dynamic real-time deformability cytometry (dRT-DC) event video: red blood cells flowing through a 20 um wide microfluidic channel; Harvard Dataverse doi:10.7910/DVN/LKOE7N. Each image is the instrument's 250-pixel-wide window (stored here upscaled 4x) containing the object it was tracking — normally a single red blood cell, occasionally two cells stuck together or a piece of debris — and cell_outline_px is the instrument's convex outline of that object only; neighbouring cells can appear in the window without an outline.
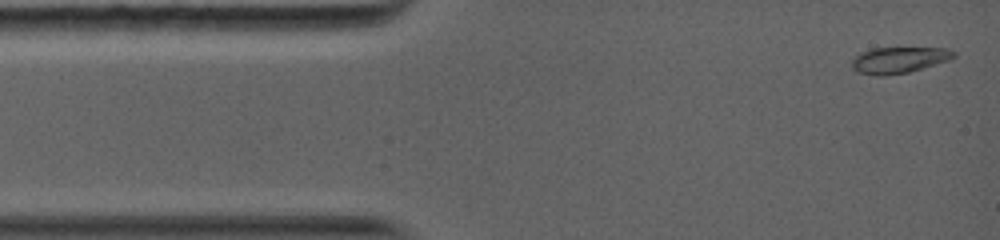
{"species": "common noctule bat (a hibernating species)", "species_latin": "Nyctalus noctula", "temperature_condition": "warm", "stored_images_in_passage": 20, "camera_frame_rate_fps": 5000, "um_per_image_px": 0.085, "animal": {"sex": "female", "body_mass_g": 19.0, "forearm_length_mm": 56.7}, "frame": {"image": 1, "passage_image": 1, "time_ms": 0.0, "image_size_px": [1000, 240], "cell_outline_px": [[956, 56], [952, 60], [908, 72], [884, 76], [876, 76], [856, 72], [852, 68], [852, 60], [860, 52], [872, 48], [948, 48], [956, 52]], "centroid_in_image_um": [76.43, 5.1], "position_along_channel_um": 8.6, "area_um2": 15.78}}
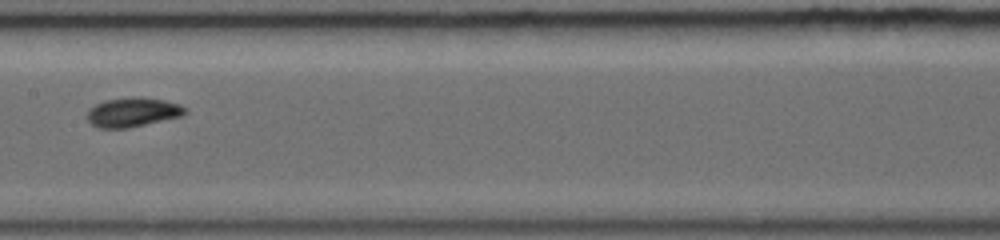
{"frame": {"image": 2, "passage_image": 12, "time_ms": 6.2, "image_size_px": [1000, 240], "cell_outline_px": [[188, 112], [184, 116], [128, 128], [100, 128], [92, 124], [88, 120], [88, 108], [104, 100], [136, 96], [140, 96], [164, 100], [180, 104], [188, 108]], "centroid_in_image_um": [11.34, 9.53], "position_along_channel_um": 196.1, "area_um2": 16.99}}
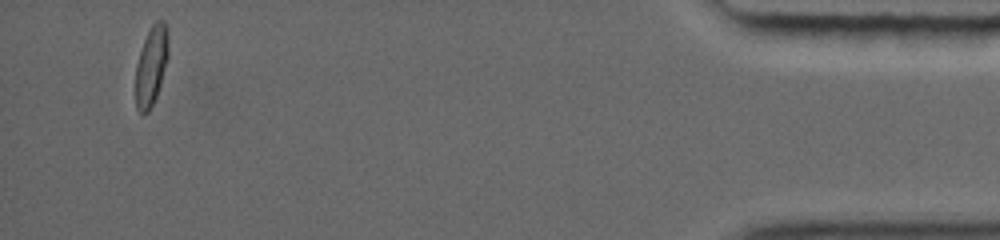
{"frame": {"image": 3, "passage_image": 20, "time_ms": 14.0, "image_size_px": [1000, 240], "cell_outline_px": [[168, 56], [160, 84], [156, 96], [148, 112], [140, 116], [136, 108], [136, 64], [144, 40], [152, 24], [156, 20], [164, 20], [168, 28]], "centroid_in_image_um": [12.86, 5.58], "position_along_channel_um": 422.3, "area_um2": 15.14}, "authors_computed_cell_mechanics": {"area_um2": 15.8083, "velocity_mm_per_s": 4.1652, "shape_relaxation_time_tau1_ms": 7.4077, "shape_relaxation_time_tau2_ms": 1.1796, "deformation_change_tau1": 0.1928, "deformation_change_tau2": 0.0203}}